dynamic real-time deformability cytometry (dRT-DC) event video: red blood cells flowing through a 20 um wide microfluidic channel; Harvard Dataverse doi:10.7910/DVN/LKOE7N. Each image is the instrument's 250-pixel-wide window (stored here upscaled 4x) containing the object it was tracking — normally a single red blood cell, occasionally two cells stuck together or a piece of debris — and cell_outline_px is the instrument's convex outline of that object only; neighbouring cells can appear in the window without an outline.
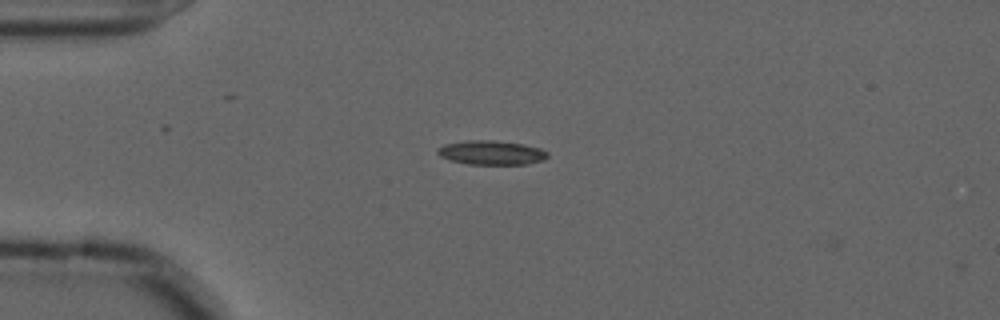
{"species": "common noctule bat (a hibernating species)", "species_latin": "Nyctalus noctula", "temperature_condition": "cold", "stored_images_in_passage": 2, "camera_frame_rate_fps": 3000, "um_per_image_px": 0.085, "animal": {"sex": "male", "forearm_length_mm": 52.5}, "frame": {"image": 1, "passage_image": 1, "time_ms": 0.0, "image_size_px": [1000, 320], "cell_outline_px": [[548, 156], [544, 160], [528, 164], [468, 164], [448, 160], [440, 156], [436, 152], [436, 148], [444, 144], [468, 140], [492, 140], [524, 144], [540, 148], [548, 152]], "centroid_in_image_um": [41.75, 12.97], "position_along_channel_um": 43.3, "area_um2": 15.66}}